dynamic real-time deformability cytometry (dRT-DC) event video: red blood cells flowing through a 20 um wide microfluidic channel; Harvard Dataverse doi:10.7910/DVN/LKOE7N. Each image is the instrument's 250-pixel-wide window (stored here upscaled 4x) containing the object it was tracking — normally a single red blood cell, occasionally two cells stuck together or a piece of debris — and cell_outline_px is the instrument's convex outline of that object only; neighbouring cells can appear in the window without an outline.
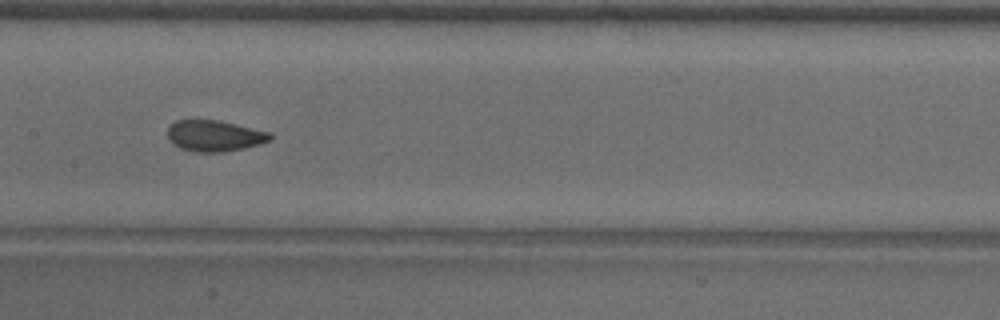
{"species": "common noctule bat (a hibernating species)", "species_latin": "Nyctalus noctula", "temperature_condition": "warm", "stored_images_in_passage": 38, "camera_frame_rate_fps": 3000, "um_per_image_px": 0.085, "animal": {"sex": "male", "body_mass_g": 18.8}, "frame": {"image": 1, "passage_image": 12, "time_ms": 3.667, "image_size_px": [1000, 320], "cell_outline_px": [[272, 140], [260, 144], [244, 148], [220, 152], [196, 152], [180, 148], [172, 144], [168, 136], [168, 128], [176, 120], [216, 120], [236, 124], [268, 132], [272, 136]], "centroid_in_image_um": [18.22, 11.55], "position_along_channel_um": 189.2, "area_um2": 18.44}, "authors_computed_cell_mechanics": {"area_um2": 18.6405, "velocity_mm_per_s": 3.9554, "shape_relaxation_time_tau1_ms": 4.9819, "shape_relaxation_time_tau2_ms": 0.8604, "deformation_change_tau1": 0.1272, "deformation_change_tau2": 0.0684}}